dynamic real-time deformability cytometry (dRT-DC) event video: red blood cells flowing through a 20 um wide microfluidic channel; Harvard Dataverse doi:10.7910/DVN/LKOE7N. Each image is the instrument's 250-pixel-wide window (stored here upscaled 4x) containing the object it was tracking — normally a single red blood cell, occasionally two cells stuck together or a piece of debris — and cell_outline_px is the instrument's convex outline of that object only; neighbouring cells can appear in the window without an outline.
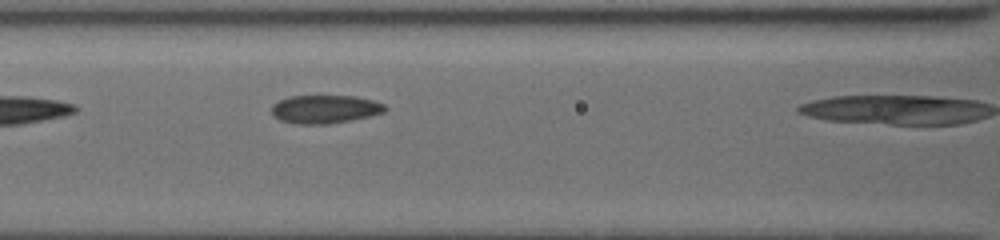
{"species": "common noctule bat (a hibernating species)", "species_latin": "Nyctalus noctula", "temperature_condition": "cold", "stored_images_in_passage": 6, "camera_frame_rate_fps": 3000, "um_per_image_px": 0.085, "animal": {"sex": "female", "body_mass_g": 19.5, "forearm_length_mm": 54.1}, "frame": {"image": 1, "passage_image": 5, "time_ms": 1.333, "image_size_px": [1000, 240], "cell_outline_px": [[388, 108], [384, 112], [352, 120], [328, 124], [296, 124], [280, 120], [272, 112], [272, 104], [280, 100], [292, 96], [356, 96], [372, 100], [384, 104]], "centroid_in_image_um": [27.64, 9.28], "position_along_channel_um": 139.0, "area_um2": 18.61}}